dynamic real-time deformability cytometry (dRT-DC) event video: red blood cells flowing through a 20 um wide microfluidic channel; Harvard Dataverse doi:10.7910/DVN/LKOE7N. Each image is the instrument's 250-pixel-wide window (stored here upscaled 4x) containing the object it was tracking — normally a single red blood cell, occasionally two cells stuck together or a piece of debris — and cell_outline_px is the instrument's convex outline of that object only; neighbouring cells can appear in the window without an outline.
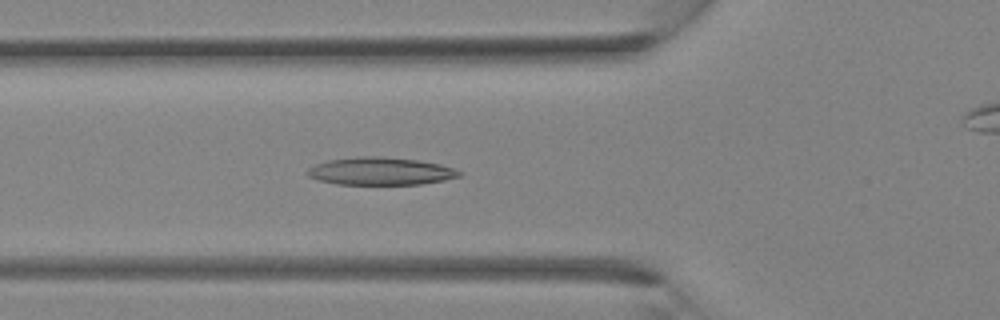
{"species": "Egyptian fruit bat (a non-hibernating species)", "species_latin": "Rousettus aegyptiacus", "temperature_condition": "room temperature", "stored_images_in_passage": 36, "camera_frame_rate_fps": 3000, "um_per_image_px": 0.085, "animal": {"sex": "female"}, "frame": {"image": 1, "passage_image": 13, "time_ms": 4.0, "image_size_px": [1000, 320], "cell_outline_px": [[464, 172], [460, 176], [444, 180], [420, 184], [336, 184], [320, 180], [308, 176], [308, 168], [316, 164], [328, 160], [356, 156], [380, 156], [416, 160], [440, 164]], "centroid_in_image_um": [32.35, 14.54], "position_along_channel_um": 93.5, "area_um2": 24.33}}
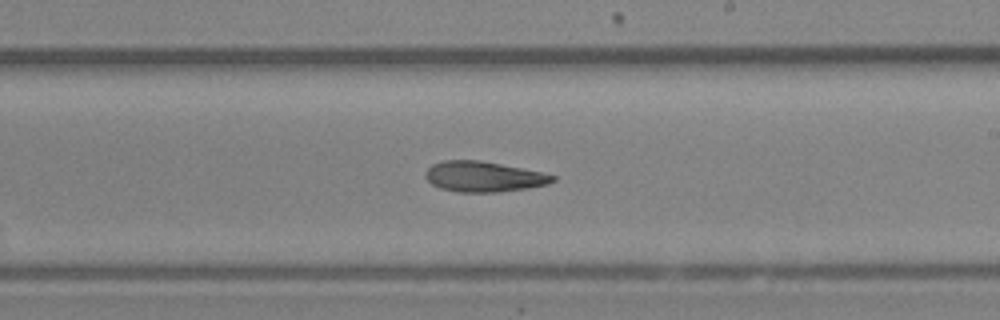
{"frame": {"image": 2, "passage_image": 21, "time_ms": 6.667, "image_size_px": [1000, 320], "cell_outline_px": [[556, 180], [548, 184], [528, 188], [496, 192], [460, 192], [440, 188], [432, 184], [424, 176], [424, 172], [432, 164], [444, 160], [480, 160], [540, 172], [556, 176]], "centroid_in_image_um": [41.08, 15.01], "position_along_channel_um": 247.9, "area_um2": 22.43}}
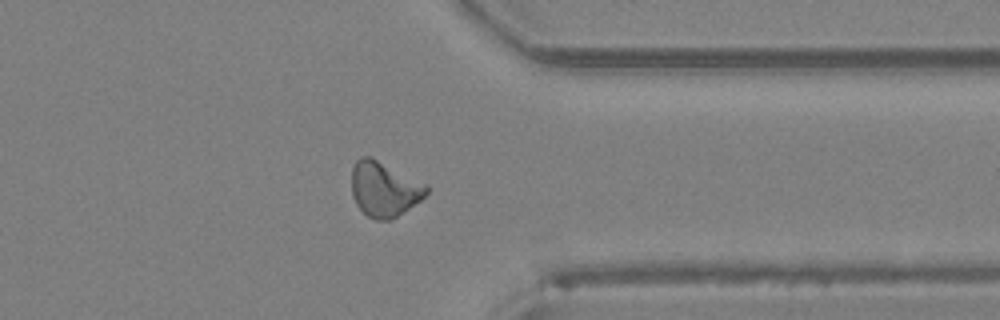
{"frame": {"image": 3, "passage_image": 28, "time_ms": 9.0, "image_size_px": [1000, 320], "cell_outline_px": [[428, 192], [420, 200], [392, 220], [376, 220], [368, 216], [356, 204], [352, 196], [352, 168], [356, 160], [360, 156], [372, 156], [428, 184]], "centroid_in_image_um": [32.66, 16.05], "position_along_channel_um": 378.7, "area_um2": 24.22}}